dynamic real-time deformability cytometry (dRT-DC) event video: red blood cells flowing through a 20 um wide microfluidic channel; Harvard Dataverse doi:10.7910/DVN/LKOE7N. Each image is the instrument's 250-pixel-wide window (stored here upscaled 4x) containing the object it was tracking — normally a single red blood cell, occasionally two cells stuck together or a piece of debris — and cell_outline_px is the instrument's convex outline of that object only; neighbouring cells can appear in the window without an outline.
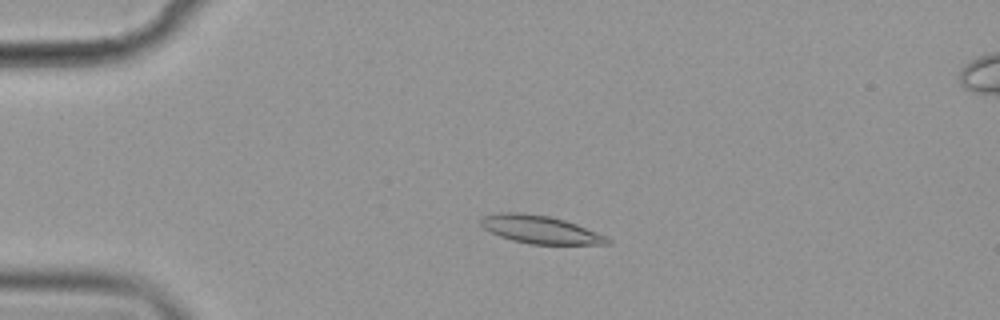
{"species": "common noctule bat (a hibernating species)", "species_latin": "Nyctalus noctula", "temperature_condition": "cold", "stored_images_in_passage": 48, "camera_frame_rate_fps": 3000, "um_per_image_px": 0.085, "animal": {"sex": "female", "body_mass_g": 19.9}, "frame": {"image": 1, "passage_image": 5, "time_ms": 1.333, "image_size_px": [1000, 320], "cell_outline_px": [[612, 244], [528, 244], [512, 240], [500, 236], [484, 228], [480, 224], [480, 220], [484, 216], [496, 212], [520, 212], [548, 216], [564, 220], [576, 224], [608, 236], [612, 240]], "centroid_in_image_um": [45.94, 19.51], "position_along_channel_um": 39.1, "area_um2": 20.63}}
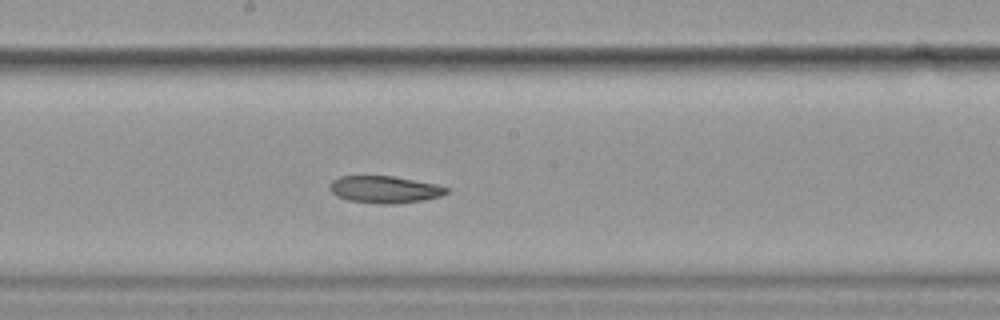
{"frame": {"image": 2, "passage_image": 23, "time_ms": 7.333, "image_size_px": [1000, 320], "cell_outline_px": [[452, 188], [448, 192], [440, 196], [424, 200], [396, 204], [380, 204], [348, 200], [336, 196], [328, 188], [332, 180], [340, 176], [392, 176], [436, 184]], "centroid_in_image_um": [32.7, 16.11], "position_along_channel_um": 215.5, "area_um2": 18.55}}
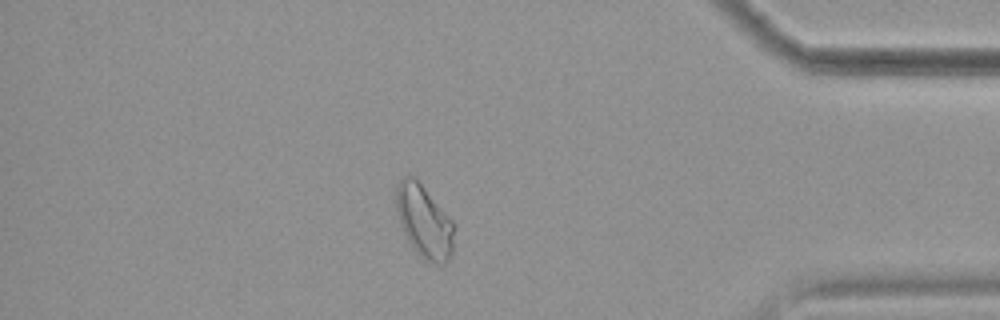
{"frame": {"image": 3, "passage_image": 41, "time_ms": 13.333, "image_size_px": [1000, 320], "cell_outline_px": [[456, 224], [452, 256], [444, 264], [428, 264], [412, 248], [400, 224], [396, 212], [396, 184], [404, 176], [416, 176]], "centroid_in_image_um": [36.08, 18.83], "position_along_channel_um": 399.1, "area_um2": 25.37}, "authors_computed_cell_mechanics": {"area_um2": 20.2589, "velocity_mm_per_s": 3.5579, "shape_relaxation_time_tau1_ms": null, "shape_relaxation_time_tau2_ms": 6.4249, "deformation_change_tau1": null, "deformation_change_tau2": 0.1192}}